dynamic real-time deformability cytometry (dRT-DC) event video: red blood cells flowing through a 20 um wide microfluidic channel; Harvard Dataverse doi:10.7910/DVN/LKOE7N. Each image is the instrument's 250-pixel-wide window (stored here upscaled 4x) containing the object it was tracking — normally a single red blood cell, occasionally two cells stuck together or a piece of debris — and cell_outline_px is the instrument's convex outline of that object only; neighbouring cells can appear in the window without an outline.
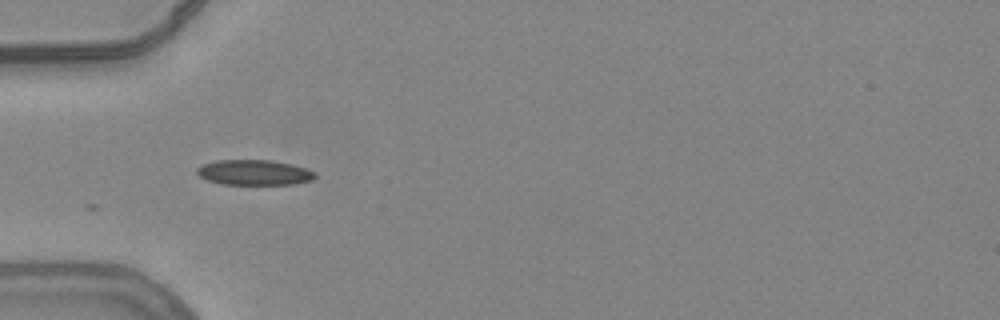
{"species": "common noctule bat (a hibernating species)", "species_latin": "Nyctalus noctula", "temperature_condition": "warm", "stored_images_in_passage": 28, "camera_frame_rate_fps": 3000, "um_per_image_px": 0.085, "animal": {"sex": "female", "body_mass_g": 24.6, "forearm_length_mm": 56.2}, "frame": {"image": 1, "passage_image": 1, "time_ms": 0.0, "image_size_px": [1000, 320], "cell_outline_px": [[316, 176], [312, 180], [292, 184], [220, 184], [208, 180], [200, 176], [196, 172], [196, 168], [204, 164], [216, 160], [268, 160], [288, 164], [304, 168], [316, 172]], "centroid_in_image_um": [21.58, 14.66], "position_along_channel_um": 63.4, "area_um2": 17.17}}
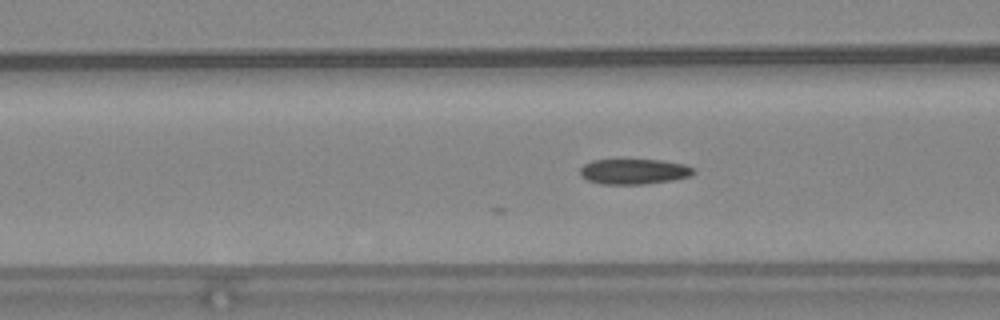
{"frame": {"image": 2, "passage_image": 5, "time_ms": 1.333, "image_size_px": [1000, 320], "cell_outline_px": [[696, 172], [692, 176], [672, 180], [644, 184], [600, 184], [588, 180], [580, 176], [580, 168], [584, 164], [592, 160], [660, 160], [684, 164], [692, 168]], "centroid_in_image_um": [53.88, 14.58], "position_along_channel_um": 112.7, "area_um2": 16.76}}